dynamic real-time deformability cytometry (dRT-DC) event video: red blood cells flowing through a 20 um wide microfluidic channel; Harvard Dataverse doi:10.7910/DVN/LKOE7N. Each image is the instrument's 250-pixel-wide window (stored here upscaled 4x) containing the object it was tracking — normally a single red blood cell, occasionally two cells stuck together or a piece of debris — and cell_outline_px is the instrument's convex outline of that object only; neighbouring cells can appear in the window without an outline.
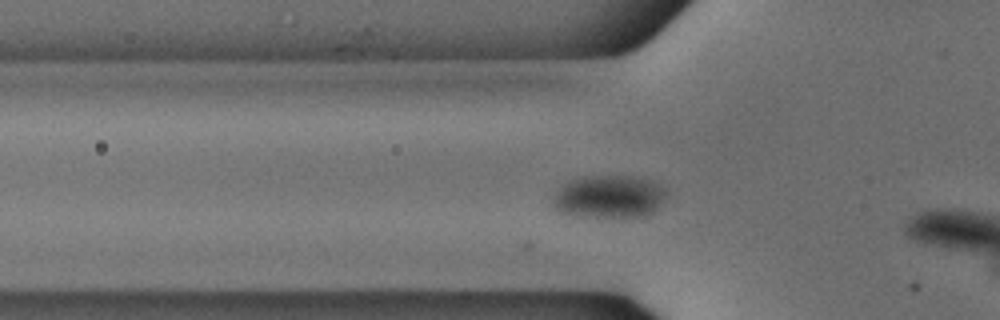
{"species": "common noctule bat (a hibernating species)", "species_latin": "Nyctalus noctula", "temperature_condition": "cold", "stored_images_in_passage": 9, "camera_frame_rate_fps": 3000, "um_per_image_px": 0.085, "animal": {"sex": "male", "body_mass_g": 18.8}, "frame": {"image": 1, "passage_image": 3, "time_ms": 0.667, "image_size_px": [1000, 320], "cell_outline_px": [[664, 196], [660, 204], [652, 212], [640, 216], [572, 216], [556, 212], [552, 204], [552, 196], [564, 184], [572, 180], [584, 176], [636, 176], [652, 180], [664, 192]], "centroid_in_image_um": [51.67, 16.71], "position_along_channel_um": 74.1, "area_um2": 27.98}}
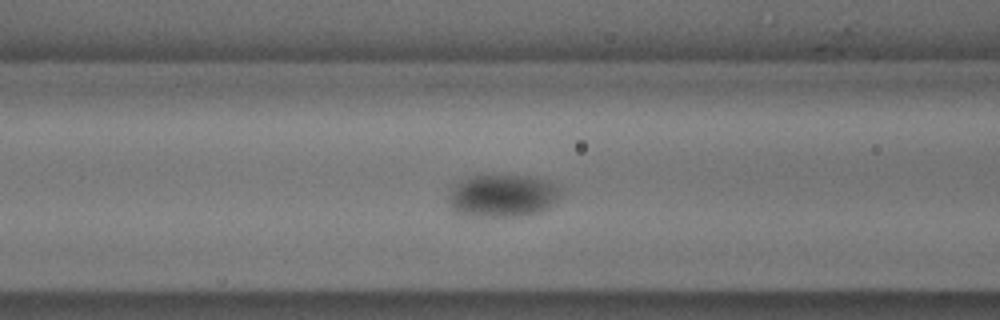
{"frame": {"image": 2, "passage_image": 7, "time_ms": 2.0, "image_size_px": [1000, 320], "cell_outline_px": [[560, 196], [548, 208], [540, 212], [524, 216], [460, 216], [452, 208], [448, 200], [448, 196], [452, 188], [456, 184], [468, 176], [528, 176], [548, 180], [560, 184]], "centroid_in_image_um": [42.73, 16.65], "position_along_channel_um": 123.9, "area_um2": 28.09}}